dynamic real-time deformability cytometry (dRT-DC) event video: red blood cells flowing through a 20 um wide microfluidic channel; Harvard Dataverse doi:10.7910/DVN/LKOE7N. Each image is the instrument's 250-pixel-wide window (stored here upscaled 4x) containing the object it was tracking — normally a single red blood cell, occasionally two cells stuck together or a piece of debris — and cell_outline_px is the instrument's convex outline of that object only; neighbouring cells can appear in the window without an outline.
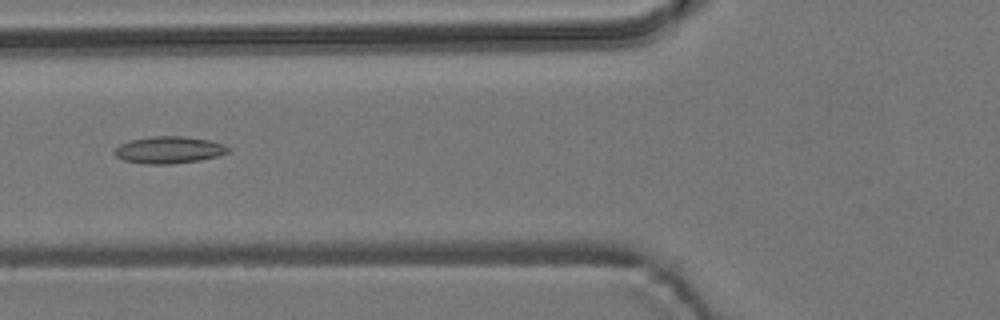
{"species": "common noctule bat (a hibernating species)", "species_latin": "Nyctalus noctula", "temperature_condition": "room temperature", "stored_images_in_passage": 56, "segment_of_instrument_passage": [1, 2], "camera_frame_rate_fps": 3000, "um_per_image_px": 0.085, "animal": {"sex": "male", "body_mass_g": 19.2, "forearm_length_mm": 51.8}, "frame": {"image": 1, "passage_image": 21, "time_ms": 6.667, "image_size_px": [1000, 320], "cell_outline_px": [[232, 148], [228, 152], [216, 156], [200, 160], [168, 164], [148, 164], [124, 160], [116, 156], [116, 148], [120, 144], [128, 140], [152, 136], [184, 136], [208, 140], [224, 144]], "centroid_in_image_um": [14.38, 12.73], "position_along_channel_um": 111.4, "area_um2": 17.74}}
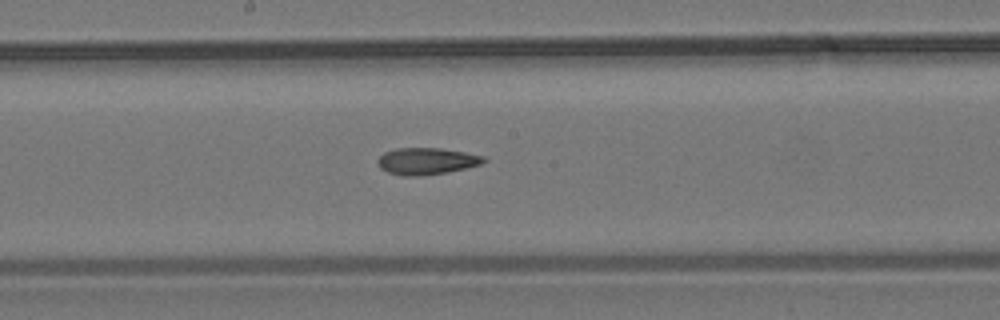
{"frame": {"image": 2, "passage_image": 29, "time_ms": 9.333, "image_size_px": [1000, 320], "cell_outline_px": [[488, 160], [480, 164], [448, 172], [416, 176], [404, 176], [388, 172], [380, 168], [376, 160], [384, 152], [396, 148], [440, 148], [464, 152], [484, 156]], "centroid_in_image_um": [36.24, 13.69], "position_along_channel_um": 212.0, "area_um2": 16.47}}
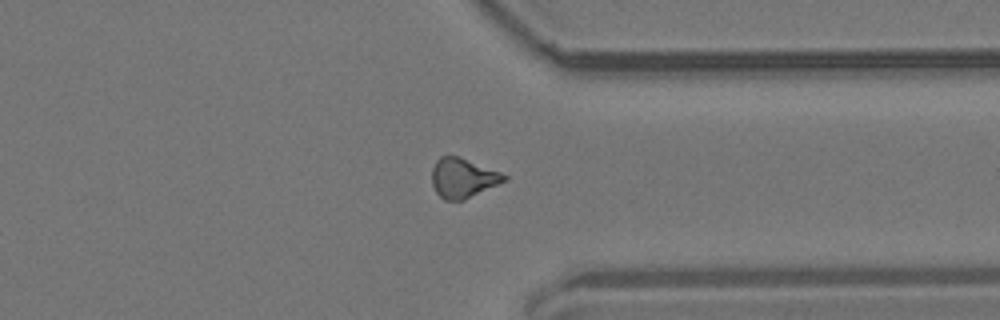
{"frame": {"image": 3, "passage_image": 42, "time_ms": 13.667, "image_size_px": [1000, 320], "cell_outline_px": [[508, 180], [464, 200], [444, 200], [436, 192], [432, 184], [432, 168], [436, 160], [440, 156], [460, 156], [500, 172], [508, 176]], "centroid_in_image_um": [39.35, 15.12], "position_along_channel_um": 372.0, "area_um2": 16.76}}